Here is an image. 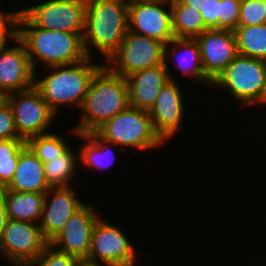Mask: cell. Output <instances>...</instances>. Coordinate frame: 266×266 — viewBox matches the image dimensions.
<instances>
[{"mask_svg": "<svg viewBox=\"0 0 266 266\" xmlns=\"http://www.w3.org/2000/svg\"><path fill=\"white\" fill-rule=\"evenodd\" d=\"M83 34L39 28L22 12L18 18V38L25 46L35 74L38 61L47 68L85 60L88 56L83 46Z\"/></svg>", "mask_w": 266, "mask_h": 266, "instance_id": "cell-1", "label": "cell"}, {"mask_svg": "<svg viewBox=\"0 0 266 266\" xmlns=\"http://www.w3.org/2000/svg\"><path fill=\"white\" fill-rule=\"evenodd\" d=\"M128 106L126 78L113 73L103 63L91 78L80 110L82 114L74 129L80 134L95 132L106 121Z\"/></svg>", "mask_w": 266, "mask_h": 266, "instance_id": "cell-2", "label": "cell"}, {"mask_svg": "<svg viewBox=\"0 0 266 266\" xmlns=\"http://www.w3.org/2000/svg\"><path fill=\"white\" fill-rule=\"evenodd\" d=\"M128 16L129 5L123 0H86L85 54L92 58L91 50L96 49L106 62L125 38Z\"/></svg>", "mask_w": 266, "mask_h": 266, "instance_id": "cell-3", "label": "cell"}, {"mask_svg": "<svg viewBox=\"0 0 266 266\" xmlns=\"http://www.w3.org/2000/svg\"><path fill=\"white\" fill-rule=\"evenodd\" d=\"M92 59L94 56L76 64L48 67L51 72L41 79L35 74L34 87L56 115L60 106L82 108L91 78L102 66Z\"/></svg>", "mask_w": 266, "mask_h": 266, "instance_id": "cell-4", "label": "cell"}, {"mask_svg": "<svg viewBox=\"0 0 266 266\" xmlns=\"http://www.w3.org/2000/svg\"><path fill=\"white\" fill-rule=\"evenodd\" d=\"M105 141L122 149L151 150L164 145L155 132L148 111L128 106L95 131Z\"/></svg>", "mask_w": 266, "mask_h": 266, "instance_id": "cell-5", "label": "cell"}, {"mask_svg": "<svg viewBox=\"0 0 266 266\" xmlns=\"http://www.w3.org/2000/svg\"><path fill=\"white\" fill-rule=\"evenodd\" d=\"M266 61L237 55L212 83V87L227 90L242 108L260 105Z\"/></svg>", "mask_w": 266, "mask_h": 266, "instance_id": "cell-6", "label": "cell"}, {"mask_svg": "<svg viewBox=\"0 0 266 266\" xmlns=\"http://www.w3.org/2000/svg\"><path fill=\"white\" fill-rule=\"evenodd\" d=\"M165 44L144 35L127 31L119 48L104 64L124 78L135 72L164 64Z\"/></svg>", "mask_w": 266, "mask_h": 266, "instance_id": "cell-7", "label": "cell"}, {"mask_svg": "<svg viewBox=\"0 0 266 266\" xmlns=\"http://www.w3.org/2000/svg\"><path fill=\"white\" fill-rule=\"evenodd\" d=\"M48 244L38 223L8 219L0 238V256L11 266H29Z\"/></svg>", "mask_w": 266, "mask_h": 266, "instance_id": "cell-8", "label": "cell"}, {"mask_svg": "<svg viewBox=\"0 0 266 266\" xmlns=\"http://www.w3.org/2000/svg\"><path fill=\"white\" fill-rule=\"evenodd\" d=\"M11 107L18 135L27 141L29 138L47 134L57 116L35 88L6 95ZM48 129V130H47Z\"/></svg>", "mask_w": 266, "mask_h": 266, "instance_id": "cell-9", "label": "cell"}, {"mask_svg": "<svg viewBox=\"0 0 266 266\" xmlns=\"http://www.w3.org/2000/svg\"><path fill=\"white\" fill-rule=\"evenodd\" d=\"M20 10L39 28L84 33L86 0H46Z\"/></svg>", "mask_w": 266, "mask_h": 266, "instance_id": "cell-10", "label": "cell"}, {"mask_svg": "<svg viewBox=\"0 0 266 266\" xmlns=\"http://www.w3.org/2000/svg\"><path fill=\"white\" fill-rule=\"evenodd\" d=\"M131 242L123 230L99 218L92 231L87 260L110 266H135L138 253Z\"/></svg>", "mask_w": 266, "mask_h": 266, "instance_id": "cell-11", "label": "cell"}, {"mask_svg": "<svg viewBox=\"0 0 266 266\" xmlns=\"http://www.w3.org/2000/svg\"><path fill=\"white\" fill-rule=\"evenodd\" d=\"M128 31L161 41L165 45L169 43L175 38L172 31L171 0L129 4Z\"/></svg>", "mask_w": 266, "mask_h": 266, "instance_id": "cell-12", "label": "cell"}, {"mask_svg": "<svg viewBox=\"0 0 266 266\" xmlns=\"http://www.w3.org/2000/svg\"><path fill=\"white\" fill-rule=\"evenodd\" d=\"M101 217L96 209L85 203L69 218L63 229L49 244L79 260L87 259L91 248L92 231Z\"/></svg>", "mask_w": 266, "mask_h": 266, "instance_id": "cell-13", "label": "cell"}, {"mask_svg": "<svg viewBox=\"0 0 266 266\" xmlns=\"http://www.w3.org/2000/svg\"><path fill=\"white\" fill-rule=\"evenodd\" d=\"M183 92L176 79L167 81L161 88L154 105L148 111L155 132L166 142L181 129L184 121Z\"/></svg>", "mask_w": 266, "mask_h": 266, "instance_id": "cell-14", "label": "cell"}, {"mask_svg": "<svg viewBox=\"0 0 266 266\" xmlns=\"http://www.w3.org/2000/svg\"><path fill=\"white\" fill-rule=\"evenodd\" d=\"M195 39L205 76L213 83L238 55L234 31L208 29Z\"/></svg>", "mask_w": 266, "mask_h": 266, "instance_id": "cell-15", "label": "cell"}, {"mask_svg": "<svg viewBox=\"0 0 266 266\" xmlns=\"http://www.w3.org/2000/svg\"><path fill=\"white\" fill-rule=\"evenodd\" d=\"M84 204L71 186L51 187L45 193L42 217L39 222L44 238L50 242Z\"/></svg>", "mask_w": 266, "mask_h": 266, "instance_id": "cell-16", "label": "cell"}, {"mask_svg": "<svg viewBox=\"0 0 266 266\" xmlns=\"http://www.w3.org/2000/svg\"><path fill=\"white\" fill-rule=\"evenodd\" d=\"M13 43L0 49V91L5 95L34 87L35 71L25 46L18 37Z\"/></svg>", "mask_w": 266, "mask_h": 266, "instance_id": "cell-17", "label": "cell"}, {"mask_svg": "<svg viewBox=\"0 0 266 266\" xmlns=\"http://www.w3.org/2000/svg\"><path fill=\"white\" fill-rule=\"evenodd\" d=\"M170 64L157 65L135 72L126 78L128 84L129 106L149 111L154 105L164 84L174 80L169 72Z\"/></svg>", "mask_w": 266, "mask_h": 266, "instance_id": "cell-18", "label": "cell"}, {"mask_svg": "<svg viewBox=\"0 0 266 266\" xmlns=\"http://www.w3.org/2000/svg\"><path fill=\"white\" fill-rule=\"evenodd\" d=\"M169 57H173V63L175 62L182 76L195 78V81L212 88V82L205 76L201 63L200 46L195 38L175 37L165 45L164 62H167Z\"/></svg>", "mask_w": 266, "mask_h": 266, "instance_id": "cell-19", "label": "cell"}, {"mask_svg": "<svg viewBox=\"0 0 266 266\" xmlns=\"http://www.w3.org/2000/svg\"><path fill=\"white\" fill-rule=\"evenodd\" d=\"M51 187L45 179L44 163L26 144L19 153L15 174L6 190L46 193Z\"/></svg>", "mask_w": 266, "mask_h": 266, "instance_id": "cell-20", "label": "cell"}, {"mask_svg": "<svg viewBox=\"0 0 266 266\" xmlns=\"http://www.w3.org/2000/svg\"><path fill=\"white\" fill-rule=\"evenodd\" d=\"M3 197L9 220L39 224L45 193L18 192L3 188Z\"/></svg>", "mask_w": 266, "mask_h": 266, "instance_id": "cell-21", "label": "cell"}, {"mask_svg": "<svg viewBox=\"0 0 266 266\" xmlns=\"http://www.w3.org/2000/svg\"><path fill=\"white\" fill-rule=\"evenodd\" d=\"M71 133H74L76 137L78 136L84 142L86 141L77 150L79 152V160L83 162L79 164H84L85 167H92V169L102 171V169L110 167L115 161L114 152L117 145L114 143L105 141L96 132L80 134L73 128Z\"/></svg>", "mask_w": 266, "mask_h": 266, "instance_id": "cell-22", "label": "cell"}, {"mask_svg": "<svg viewBox=\"0 0 266 266\" xmlns=\"http://www.w3.org/2000/svg\"><path fill=\"white\" fill-rule=\"evenodd\" d=\"M171 20L176 38H196L209 29L200 11L184 5L180 0H171Z\"/></svg>", "mask_w": 266, "mask_h": 266, "instance_id": "cell-23", "label": "cell"}, {"mask_svg": "<svg viewBox=\"0 0 266 266\" xmlns=\"http://www.w3.org/2000/svg\"><path fill=\"white\" fill-rule=\"evenodd\" d=\"M79 153L69 147L59 157L44 163L45 179L50 187L71 186V180L78 170Z\"/></svg>", "mask_w": 266, "mask_h": 266, "instance_id": "cell-24", "label": "cell"}, {"mask_svg": "<svg viewBox=\"0 0 266 266\" xmlns=\"http://www.w3.org/2000/svg\"><path fill=\"white\" fill-rule=\"evenodd\" d=\"M234 34L239 55L266 61V24L238 26Z\"/></svg>", "mask_w": 266, "mask_h": 266, "instance_id": "cell-25", "label": "cell"}, {"mask_svg": "<svg viewBox=\"0 0 266 266\" xmlns=\"http://www.w3.org/2000/svg\"><path fill=\"white\" fill-rule=\"evenodd\" d=\"M58 135L54 132L36 135L29 138L26 144L43 163H46L59 157L70 147V144L61 137L62 135Z\"/></svg>", "mask_w": 266, "mask_h": 266, "instance_id": "cell-26", "label": "cell"}, {"mask_svg": "<svg viewBox=\"0 0 266 266\" xmlns=\"http://www.w3.org/2000/svg\"><path fill=\"white\" fill-rule=\"evenodd\" d=\"M25 145L24 139L0 140V188H5L13 179L19 153Z\"/></svg>", "mask_w": 266, "mask_h": 266, "instance_id": "cell-27", "label": "cell"}, {"mask_svg": "<svg viewBox=\"0 0 266 266\" xmlns=\"http://www.w3.org/2000/svg\"><path fill=\"white\" fill-rule=\"evenodd\" d=\"M266 24V0H241L238 26Z\"/></svg>", "mask_w": 266, "mask_h": 266, "instance_id": "cell-28", "label": "cell"}, {"mask_svg": "<svg viewBox=\"0 0 266 266\" xmlns=\"http://www.w3.org/2000/svg\"><path fill=\"white\" fill-rule=\"evenodd\" d=\"M79 259L48 244L29 266H77Z\"/></svg>", "mask_w": 266, "mask_h": 266, "instance_id": "cell-29", "label": "cell"}, {"mask_svg": "<svg viewBox=\"0 0 266 266\" xmlns=\"http://www.w3.org/2000/svg\"><path fill=\"white\" fill-rule=\"evenodd\" d=\"M241 0H219L218 29L234 31L239 24Z\"/></svg>", "mask_w": 266, "mask_h": 266, "instance_id": "cell-30", "label": "cell"}, {"mask_svg": "<svg viewBox=\"0 0 266 266\" xmlns=\"http://www.w3.org/2000/svg\"><path fill=\"white\" fill-rule=\"evenodd\" d=\"M21 10L3 12L0 10V49L8 46L9 39L18 37V18ZM8 41V42H7Z\"/></svg>", "mask_w": 266, "mask_h": 266, "instance_id": "cell-31", "label": "cell"}, {"mask_svg": "<svg viewBox=\"0 0 266 266\" xmlns=\"http://www.w3.org/2000/svg\"><path fill=\"white\" fill-rule=\"evenodd\" d=\"M22 139L15 128L13 113L7 101L0 105V140Z\"/></svg>", "mask_w": 266, "mask_h": 266, "instance_id": "cell-32", "label": "cell"}, {"mask_svg": "<svg viewBox=\"0 0 266 266\" xmlns=\"http://www.w3.org/2000/svg\"><path fill=\"white\" fill-rule=\"evenodd\" d=\"M200 14L209 29H218L219 0H204Z\"/></svg>", "mask_w": 266, "mask_h": 266, "instance_id": "cell-33", "label": "cell"}, {"mask_svg": "<svg viewBox=\"0 0 266 266\" xmlns=\"http://www.w3.org/2000/svg\"><path fill=\"white\" fill-rule=\"evenodd\" d=\"M7 220L8 218L6 212V205L3 197V188H0V238Z\"/></svg>", "mask_w": 266, "mask_h": 266, "instance_id": "cell-34", "label": "cell"}, {"mask_svg": "<svg viewBox=\"0 0 266 266\" xmlns=\"http://www.w3.org/2000/svg\"><path fill=\"white\" fill-rule=\"evenodd\" d=\"M184 5L192 7L196 10L203 9L204 0H180Z\"/></svg>", "mask_w": 266, "mask_h": 266, "instance_id": "cell-35", "label": "cell"}, {"mask_svg": "<svg viewBox=\"0 0 266 266\" xmlns=\"http://www.w3.org/2000/svg\"><path fill=\"white\" fill-rule=\"evenodd\" d=\"M77 266H110V265L105 263L93 262L87 259H80L77 263Z\"/></svg>", "mask_w": 266, "mask_h": 266, "instance_id": "cell-36", "label": "cell"}, {"mask_svg": "<svg viewBox=\"0 0 266 266\" xmlns=\"http://www.w3.org/2000/svg\"><path fill=\"white\" fill-rule=\"evenodd\" d=\"M266 105V64H265V74H264V81L263 86L260 94V106Z\"/></svg>", "mask_w": 266, "mask_h": 266, "instance_id": "cell-37", "label": "cell"}, {"mask_svg": "<svg viewBox=\"0 0 266 266\" xmlns=\"http://www.w3.org/2000/svg\"><path fill=\"white\" fill-rule=\"evenodd\" d=\"M6 101V95L0 91V105Z\"/></svg>", "mask_w": 266, "mask_h": 266, "instance_id": "cell-38", "label": "cell"}, {"mask_svg": "<svg viewBox=\"0 0 266 266\" xmlns=\"http://www.w3.org/2000/svg\"><path fill=\"white\" fill-rule=\"evenodd\" d=\"M123 1L129 5V4H131V3H135V2H140V1H151V0H123Z\"/></svg>", "mask_w": 266, "mask_h": 266, "instance_id": "cell-39", "label": "cell"}]
</instances>
